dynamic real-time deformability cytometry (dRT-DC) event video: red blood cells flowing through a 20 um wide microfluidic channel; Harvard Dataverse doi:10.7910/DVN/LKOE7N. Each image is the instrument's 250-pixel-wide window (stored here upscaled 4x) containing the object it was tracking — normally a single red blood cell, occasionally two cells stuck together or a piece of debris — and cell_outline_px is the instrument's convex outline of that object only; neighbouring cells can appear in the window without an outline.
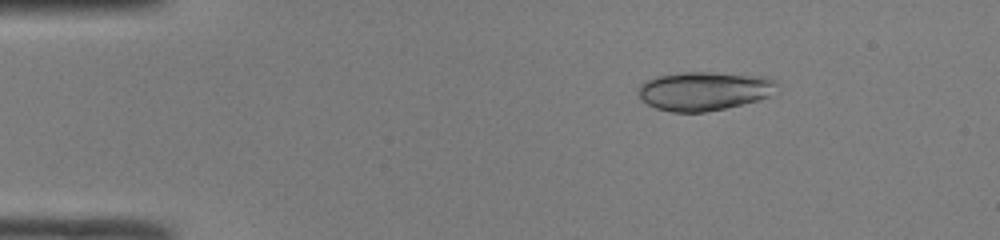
{"species": "common noctule bat (a hibernating species)", "species_latin": "Nyctalus noctula", "temperature_condition": "room temperature", "stored_images_in_passage": 41, "camera_frame_rate_fps": 3000, "um_per_image_px": 0.085, "animal": {"sex": "male", "body_mass_g": 19.0, "forearm_length_mm": 50.8}, "frame": {"image": 1, "passage_image": 1, "time_ms": 0.0, "image_size_px": [1000, 240], "cell_outline_px": [[780, 84], [768, 96], [756, 100], [724, 108], [704, 112], [672, 112], [656, 108], [648, 104], [636, 92], [640, 84], [656, 76], [684, 72], [708, 72], [768, 76], [776, 80]], "centroid_in_image_um": [59.86, 7.72], "position_along_channel_um": 25.1, "area_um2": 31.27}}